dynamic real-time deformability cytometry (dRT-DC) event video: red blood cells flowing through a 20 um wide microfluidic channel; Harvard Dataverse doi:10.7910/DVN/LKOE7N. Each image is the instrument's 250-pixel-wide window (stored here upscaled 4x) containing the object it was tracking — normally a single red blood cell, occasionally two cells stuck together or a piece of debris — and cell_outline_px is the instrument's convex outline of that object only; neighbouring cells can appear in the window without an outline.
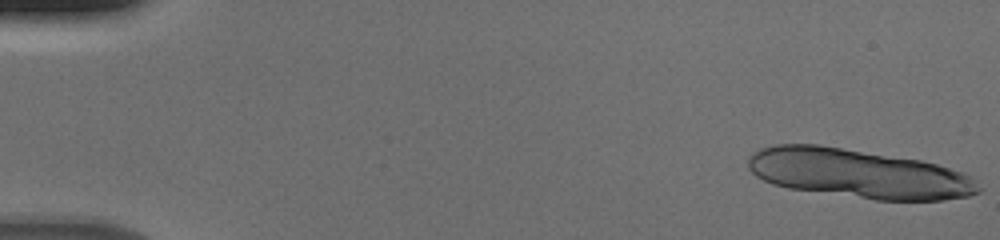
{"species": "human", "species_latin": "Homo sapiens", "temperature_condition": "cold", "stored_images_in_passage": 15, "camera_frame_rate_fps": 3000, "um_per_image_px": 0.085, "donor": {"sex": "male"}, "frame": {"image": 1, "passage_image": 1, "time_ms": 0.0, "image_size_px": [1000, 240], "cell_outline_px": [[984, 188], [980, 192], [968, 196], [944, 200], [876, 200], [788, 188], [772, 184], [756, 176], [748, 168], [748, 160], [752, 152], [760, 148], [776, 144], [820, 144], [920, 160], [936, 164], [964, 172], [972, 176]], "centroid_in_image_um": [72.99, 14.75], "position_along_channel_um": 12.0, "area_um2": 66.3}}